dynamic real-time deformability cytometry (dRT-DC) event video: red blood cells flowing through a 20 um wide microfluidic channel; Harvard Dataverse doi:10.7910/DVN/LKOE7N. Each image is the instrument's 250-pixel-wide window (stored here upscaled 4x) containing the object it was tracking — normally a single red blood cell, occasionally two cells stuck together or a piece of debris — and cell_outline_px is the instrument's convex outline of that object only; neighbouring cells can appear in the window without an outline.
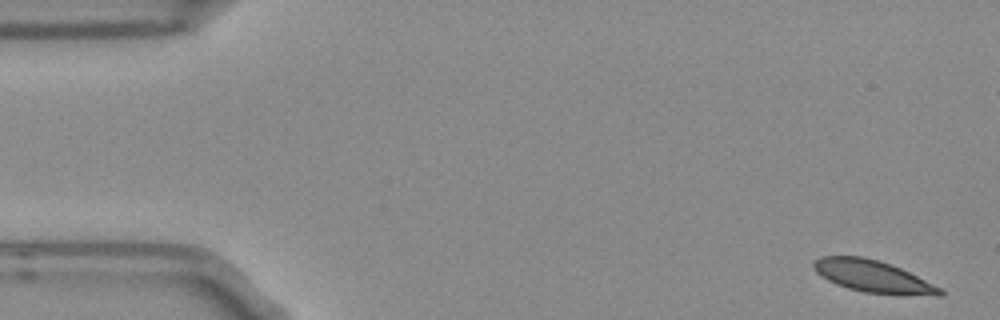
{"species": "Egyptian fruit bat (a non-hibernating species)", "species_latin": "Rousettus aegyptiacus", "temperature_condition": "room temperature", "stored_images_in_passage": 5, "camera_frame_rate_fps": 3000, "um_per_image_px": 0.085, "frame": {"image": 1, "passage_image": 1, "time_ms": 0.0, "image_size_px": [1000, 320], "cell_outline_px": [[944, 296], [936, 296], [864, 292], [848, 288], [836, 284], [820, 276], [812, 268], [812, 264], [820, 256], [864, 256], [900, 268], [944, 288]], "centroid_in_image_um": [74.21, 23.5], "position_along_channel_um": 10.8, "area_um2": 23.52}}